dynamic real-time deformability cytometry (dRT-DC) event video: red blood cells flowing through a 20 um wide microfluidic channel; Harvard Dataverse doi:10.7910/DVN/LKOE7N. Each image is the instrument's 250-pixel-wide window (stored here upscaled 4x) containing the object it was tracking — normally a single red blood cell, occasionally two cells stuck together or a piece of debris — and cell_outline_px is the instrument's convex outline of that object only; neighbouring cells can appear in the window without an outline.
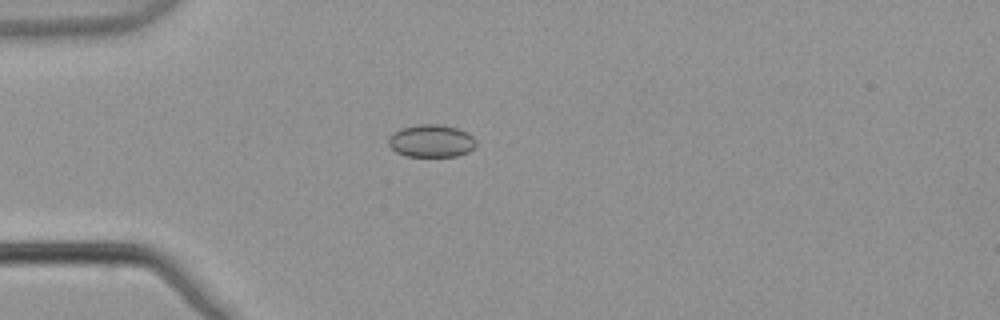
{"species": "common noctule bat (a hibernating species)", "species_latin": "Nyctalus noctula", "temperature_condition": "warm", "stored_images_in_passage": 3, "camera_frame_rate_fps": 3000, "um_per_image_px": 0.085, "animal": {"sex": "male", "body_mass_g": 21.5, "forearm_length_mm": 52.0}, "frame": {"image": 1, "passage_image": 2, "time_ms": 0.333, "image_size_px": [1000, 320], "cell_outline_px": [[476, 144], [468, 152], [456, 156], [408, 156], [396, 152], [388, 144], [388, 136], [392, 132], [400, 128], [416, 124], [440, 124], [456, 128], [468, 132], [476, 140]], "centroid_in_image_um": [36.63, 11.96], "position_along_channel_um": 48.4, "area_um2": 16.76}}